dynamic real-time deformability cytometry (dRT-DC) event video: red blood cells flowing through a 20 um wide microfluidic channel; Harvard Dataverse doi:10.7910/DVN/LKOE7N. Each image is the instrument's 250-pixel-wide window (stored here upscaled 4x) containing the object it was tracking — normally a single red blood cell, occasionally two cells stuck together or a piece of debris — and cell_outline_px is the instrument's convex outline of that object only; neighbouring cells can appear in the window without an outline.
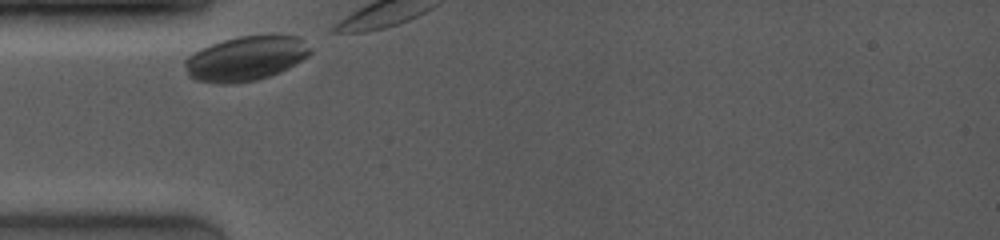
{"species": "common noctule bat (a hibernating species)", "species_latin": "Nyctalus noctula", "temperature_condition": "room temperature", "stored_images_in_passage": 3, "camera_frame_rate_fps": 4000, "um_per_image_px": 0.085, "animal": {"sex": "female", "body_mass_g": 19.0, "forearm_length_mm": 53.3}, "frame": {"image": 1, "passage_image": 1, "time_ms": 0.0, "image_size_px": [1000, 240], "cell_outline_px": [[312, 52], [308, 56], [288, 68], [280, 72], [256, 80], [232, 84], [220, 84], [196, 80], [188, 76], [184, 64], [184, 60], [188, 56], [212, 44], [224, 40], [240, 36], [272, 32], [276, 32], [300, 36], [312, 48]], "centroid_in_image_um": [20.97, 4.93], "position_along_channel_um": 64.0, "area_um2": 33.29}}